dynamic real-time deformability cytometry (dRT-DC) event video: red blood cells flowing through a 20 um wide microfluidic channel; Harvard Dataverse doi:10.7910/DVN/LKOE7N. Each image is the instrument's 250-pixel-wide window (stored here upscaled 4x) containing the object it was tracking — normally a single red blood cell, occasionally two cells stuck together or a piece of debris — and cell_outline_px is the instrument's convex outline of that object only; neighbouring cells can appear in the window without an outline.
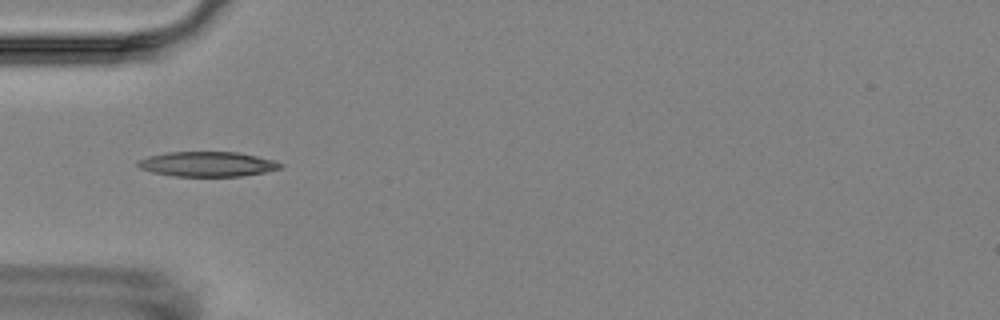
{"species": "Egyptian fruit bat (a non-hibernating species)", "species_latin": "Rousettus aegyptiacus", "temperature_condition": "room temperature", "stored_images_in_passage": 6, "camera_frame_rate_fps": 3000, "um_per_image_px": 0.085, "animal": {"sex": "female"}, "frame": {"image": 1, "passage_image": 5, "time_ms": 5.333, "image_size_px": [1000, 320], "cell_outline_px": [[284, 164], [280, 168], [264, 172], [240, 176], [172, 176], [152, 172], [140, 168], [136, 164], [136, 160], [148, 156], [168, 152], [236, 152], [276, 160]], "centroid_in_image_um": [17.6, 13.94], "position_along_channel_um": 67.4, "area_um2": 20.69}}
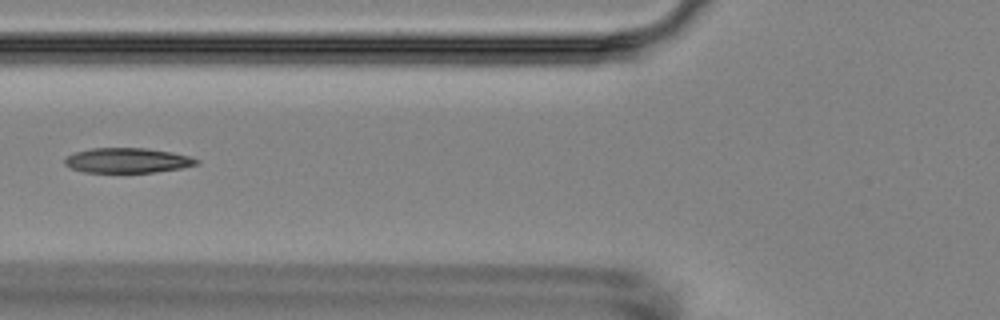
{"frame": {"image": 2, "passage_image": 6, "time_ms": 6.667, "image_size_px": [1000, 320], "cell_outline_px": [[200, 164], [180, 168], [156, 172], [84, 172], [72, 168], [64, 164], [64, 160], [68, 156], [76, 152], [92, 148], [148, 148], [172, 152], [188, 156], [200, 160]], "centroid_in_image_um": [10.86, 13.63], "position_along_channel_um": 114.9, "area_um2": 19.07}}